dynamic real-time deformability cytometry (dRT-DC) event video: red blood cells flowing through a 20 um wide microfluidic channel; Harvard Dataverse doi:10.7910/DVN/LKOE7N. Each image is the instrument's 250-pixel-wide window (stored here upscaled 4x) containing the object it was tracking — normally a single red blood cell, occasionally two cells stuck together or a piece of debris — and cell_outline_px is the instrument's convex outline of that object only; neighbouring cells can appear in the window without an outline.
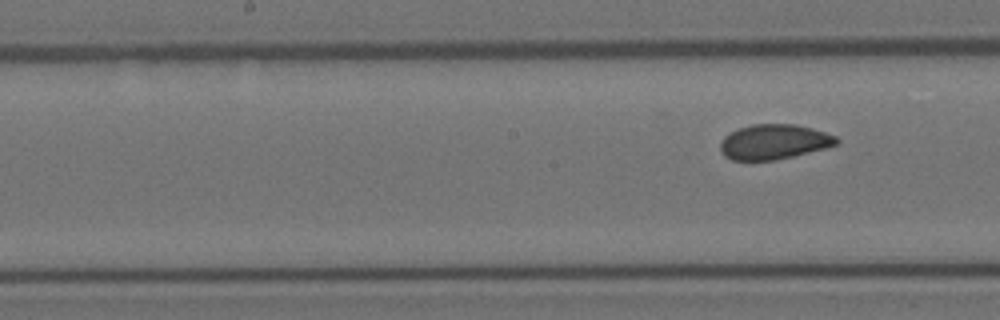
{"species": "Egyptian fruit bat (a non-hibernating species)", "species_latin": "Rousettus aegyptiacus", "temperature_condition": "room temperature", "stored_images_in_passage": 9, "segment_of_instrument_passage": [2, 2], "camera_frame_rate_fps": 3000, "um_per_image_px": 0.085, "animal": {"sex": "female"}, "frame": {"image": 1, "passage_image": 9, "time_ms": 2.667, "image_size_px": [1000, 320], "cell_outline_px": [[840, 140], [836, 144], [824, 148], [776, 160], [732, 160], [724, 156], [720, 152], [720, 144], [724, 136], [740, 128], [752, 124], [796, 124], [812, 128], [836, 136]], "centroid_in_image_um": [65.77, 12.05], "position_along_channel_um": 182.4, "area_um2": 23.52}}